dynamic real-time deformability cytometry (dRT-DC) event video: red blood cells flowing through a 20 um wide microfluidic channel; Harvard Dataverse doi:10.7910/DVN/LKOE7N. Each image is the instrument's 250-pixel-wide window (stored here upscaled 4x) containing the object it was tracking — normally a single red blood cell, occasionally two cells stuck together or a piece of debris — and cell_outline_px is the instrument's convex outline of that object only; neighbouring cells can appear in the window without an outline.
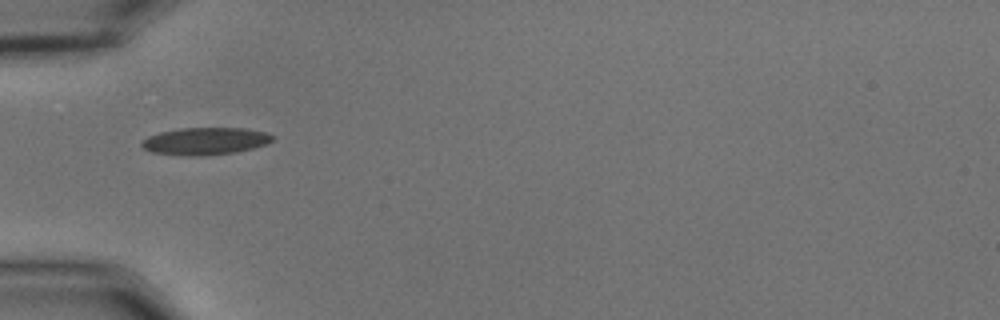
{"species": "common noctule bat (a hibernating species)", "species_latin": "Nyctalus noctula", "temperature_condition": "cold", "stored_images_in_passage": 10, "camera_frame_rate_fps": 3000, "um_per_image_px": 0.085, "animal": {"sex": "male", "body_mass_g": 15.6}, "frame": {"image": 1, "passage_image": 1, "time_ms": 0.0, "image_size_px": [1000, 320], "cell_outline_px": [[276, 136], [268, 144], [236, 152], [204, 156], [184, 156], [152, 152], [144, 148], [140, 144], [148, 136], [160, 132], [180, 128], [244, 128], [268, 132]], "centroid_in_image_um": [17.49, 12.0], "position_along_channel_um": 67.5, "area_um2": 20.98}}